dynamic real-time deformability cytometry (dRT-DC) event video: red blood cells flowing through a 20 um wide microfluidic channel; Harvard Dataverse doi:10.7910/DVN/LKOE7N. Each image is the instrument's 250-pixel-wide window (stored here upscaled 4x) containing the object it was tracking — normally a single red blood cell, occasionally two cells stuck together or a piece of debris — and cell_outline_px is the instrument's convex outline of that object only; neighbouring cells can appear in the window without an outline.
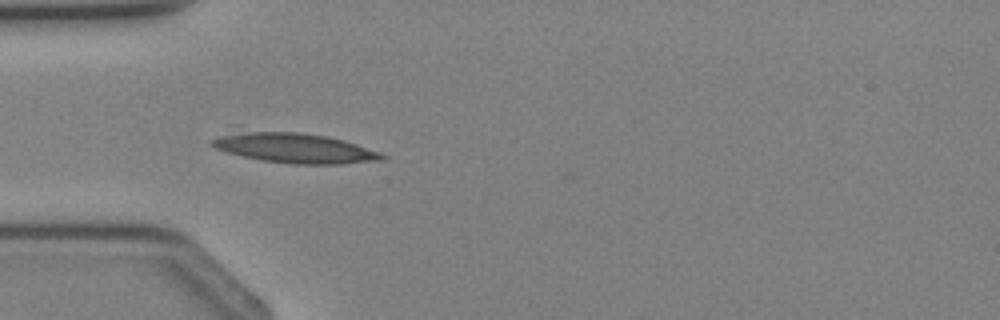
{"species": "Egyptian fruit bat (a non-hibernating species)", "species_latin": "Rousettus aegyptiacus", "temperature_condition": "cold", "stored_images_in_passage": 4, "camera_frame_rate_fps": 3000, "um_per_image_px": 0.085, "animal": {"sex": "female"}, "frame": {"image": 1, "passage_image": 4, "time_ms": 3.333, "image_size_px": [1000, 320], "cell_outline_px": [[388, 156], [384, 160], [340, 164], [292, 164], [264, 160], [244, 156], [228, 152], [216, 148], [208, 144], [212, 140], [220, 136], [248, 132], [300, 132], [328, 136], [344, 140], [380, 152]], "centroid_in_image_um": [25.15, 12.6], "position_along_channel_um": 59.9, "area_um2": 29.07}}